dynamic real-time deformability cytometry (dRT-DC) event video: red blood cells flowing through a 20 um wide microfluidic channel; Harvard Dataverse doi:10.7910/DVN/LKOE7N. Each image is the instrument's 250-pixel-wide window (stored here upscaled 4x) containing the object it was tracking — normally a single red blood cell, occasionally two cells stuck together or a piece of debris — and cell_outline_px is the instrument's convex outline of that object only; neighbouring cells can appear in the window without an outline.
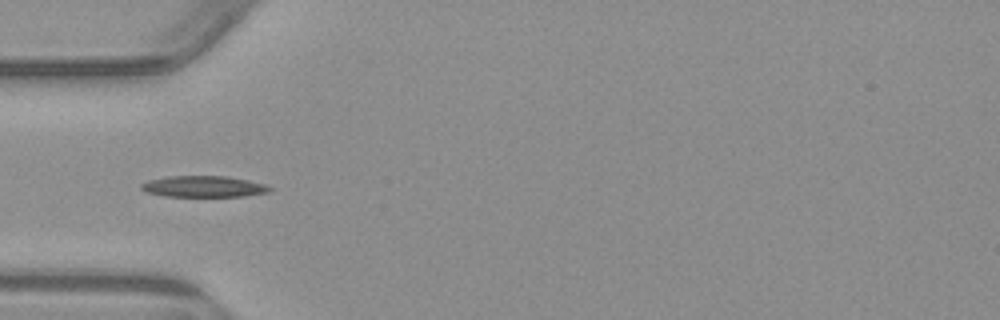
{"species": "common noctule bat (a hibernating species)", "species_latin": "Nyctalus noctula", "temperature_condition": "warm", "stored_images_in_passage": 6, "camera_frame_rate_fps": 3000, "um_per_image_px": 0.085, "animal": {"sex": "male", "body_mass_g": 23.1, "forearm_length_mm": 52.7}, "frame": {"image": 1, "passage_image": 3, "time_ms": 3.333, "image_size_px": [1000, 320], "cell_outline_px": [[272, 188], [268, 192], [244, 196], [164, 196], [148, 192], [140, 188], [140, 184], [148, 180], [168, 176], [228, 176], [248, 180], [264, 184]], "centroid_in_image_um": [17.29, 15.84], "position_along_channel_um": 67.7, "area_um2": 15.78}}
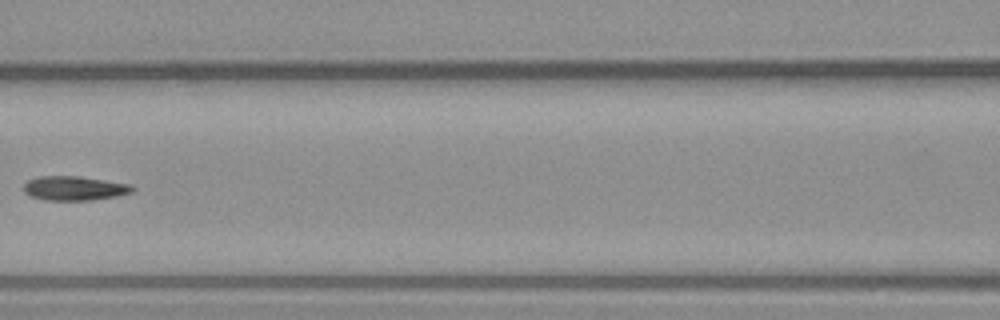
{"frame": {"image": 2, "passage_image": 5, "time_ms": 5.667, "image_size_px": [1000, 320], "cell_outline_px": [[136, 188], [132, 192], [116, 196], [92, 200], [44, 200], [32, 196], [24, 192], [24, 184], [28, 180], [40, 176], [76, 176], [132, 184]], "centroid_in_image_um": [6.34, 16.0], "position_along_channel_um": 160.3, "area_um2": 15.32}}
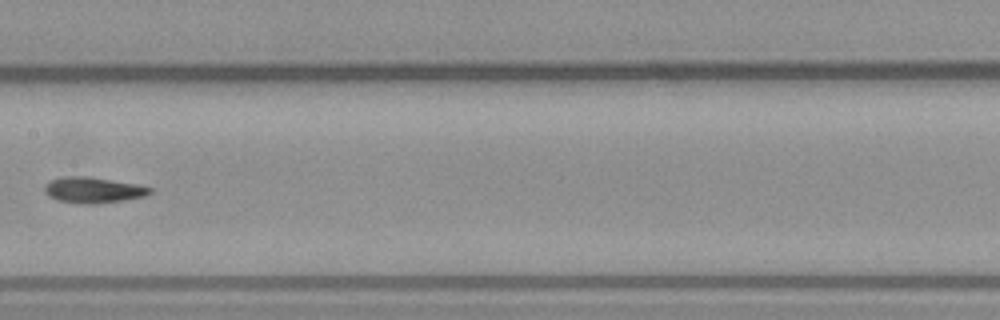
{"frame": {"image": 3, "passage_image": 6, "time_ms": 6.667, "image_size_px": [1000, 320], "cell_outline_px": [[152, 192], [144, 196], [120, 200], [92, 204], [84, 204], [56, 200], [48, 196], [44, 192], [44, 188], [52, 180], [64, 176], [88, 176], [136, 184], [152, 188]], "centroid_in_image_um": [7.89, 16.15], "position_along_channel_um": 199.5, "area_um2": 15.61}}